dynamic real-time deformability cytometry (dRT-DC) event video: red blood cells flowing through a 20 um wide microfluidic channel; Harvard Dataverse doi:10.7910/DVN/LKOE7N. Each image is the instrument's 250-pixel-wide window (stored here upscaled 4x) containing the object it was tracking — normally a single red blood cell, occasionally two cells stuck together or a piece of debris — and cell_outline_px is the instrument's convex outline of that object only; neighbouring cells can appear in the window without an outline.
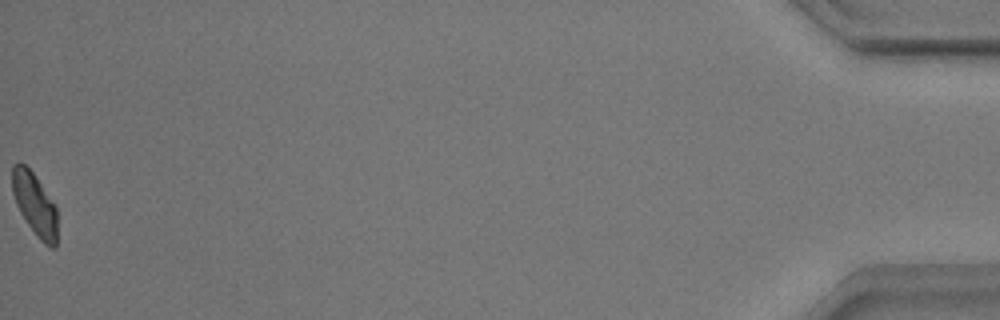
{"species": "common noctule bat (a hibernating species)", "species_latin": "Nyctalus noctula", "temperature_condition": "warm", "stored_images_in_passage": 42, "camera_frame_rate_fps": 3000, "um_per_image_px": 0.085, "animal": {"sex": "male", "body_mass_g": 17.9}, "frame": {"image": 1, "passage_image": 42, "time_ms": 13.667, "image_size_px": [1000, 320], "cell_outline_px": [[56, 248], [48, 248], [36, 236], [20, 212], [16, 204], [12, 192], [12, 164], [24, 164], [36, 176], [56, 204]], "centroid_in_image_um": [2.96, 17.38], "position_along_channel_um": 432.2, "area_um2": 16.53}, "authors_computed_cell_mechanics": {"area_um2": 18.0047, "velocity_mm_per_s": 3.5103, "shape_relaxation_time_tau1_ms": 2.3602, "shape_relaxation_time_tau2_ms": 10.0029, "deformation_change_tau1": 0.1299, "deformation_change_tau2": 0.1232}}